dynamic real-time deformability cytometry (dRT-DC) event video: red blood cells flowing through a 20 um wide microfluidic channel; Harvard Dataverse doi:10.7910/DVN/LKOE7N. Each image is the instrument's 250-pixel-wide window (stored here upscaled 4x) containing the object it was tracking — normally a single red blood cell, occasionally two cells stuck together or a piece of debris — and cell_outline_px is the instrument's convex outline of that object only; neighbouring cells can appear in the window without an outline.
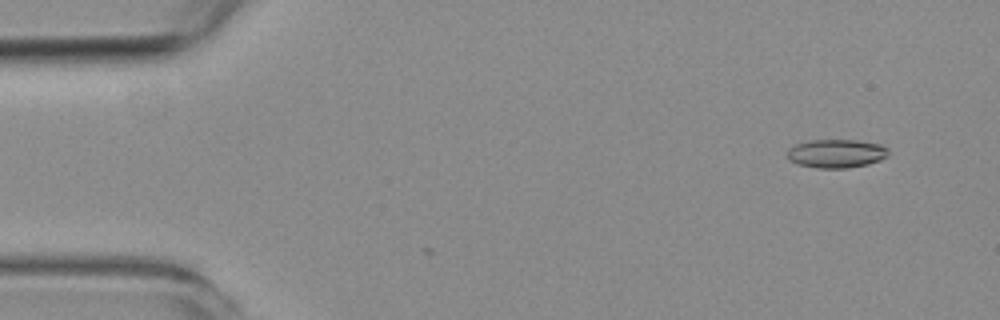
{"species": "common noctule bat (a hibernating species)", "species_latin": "Nyctalus noctula", "temperature_condition": "room temperature", "stored_images_in_passage": 2, "camera_frame_rate_fps": 3000, "um_per_image_px": 0.085, "animal": {"sex": "female", "body_mass_g": 19.3, "forearm_length_mm": 54.1}, "frame": {"image": 1, "passage_image": 2, "time_ms": 0.333, "image_size_px": [1000, 320], "cell_outline_px": [[888, 156], [880, 160], [868, 164], [848, 168], [816, 168], [796, 164], [788, 160], [788, 148], [796, 144], [808, 140], [856, 140], [880, 144], [888, 148]], "centroid_in_image_um": [71.07, 13.05], "position_along_channel_um": 13.9, "area_um2": 16.99}}